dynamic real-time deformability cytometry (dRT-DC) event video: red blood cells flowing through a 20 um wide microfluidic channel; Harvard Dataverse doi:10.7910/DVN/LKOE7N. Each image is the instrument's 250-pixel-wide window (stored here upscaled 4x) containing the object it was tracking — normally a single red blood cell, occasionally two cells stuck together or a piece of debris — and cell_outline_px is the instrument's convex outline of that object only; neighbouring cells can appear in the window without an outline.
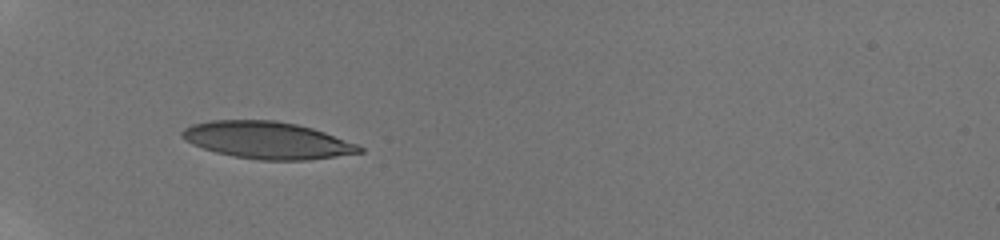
{"species": "human", "species_latin": "Homo sapiens", "temperature_condition": "room temperature", "stored_images_in_passage": 35, "camera_frame_rate_fps": 3000, "um_per_image_px": 0.085, "donor": {"sex": "male"}, "frame": {"image": 1, "passage_image": 1, "time_ms": 0.0, "image_size_px": [1000, 240], "cell_outline_px": [[364, 152], [308, 160], [260, 160], [236, 156], [216, 152], [192, 144], [184, 140], [180, 136], [180, 132], [184, 128], [192, 124], [208, 120], [276, 120], [296, 124], [312, 128], [324, 132], [356, 144], [364, 148]], "centroid_in_image_um": [22.68, 11.91], "position_along_channel_um": 62.3, "area_um2": 38.21}}
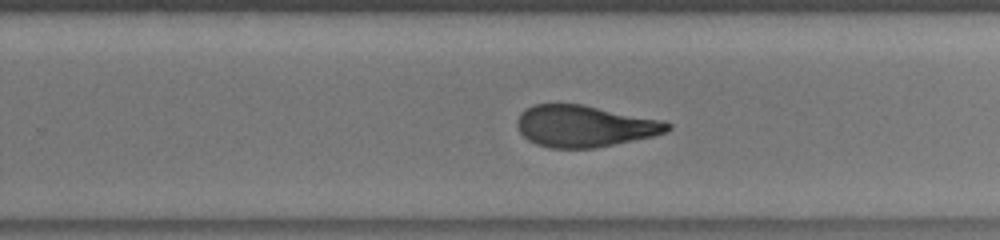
{"frame": {"image": 2, "passage_image": 19, "time_ms": 6.0, "image_size_px": [1000, 240], "cell_outline_px": [[672, 128], [668, 132], [652, 136], [592, 148], [552, 148], [536, 144], [528, 140], [520, 132], [516, 124], [516, 120], [520, 112], [532, 104], [584, 104], [664, 120], [672, 124]], "centroid_in_image_um": [49.69, 10.7], "position_along_channel_um": 280.1, "area_um2": 36.65}}
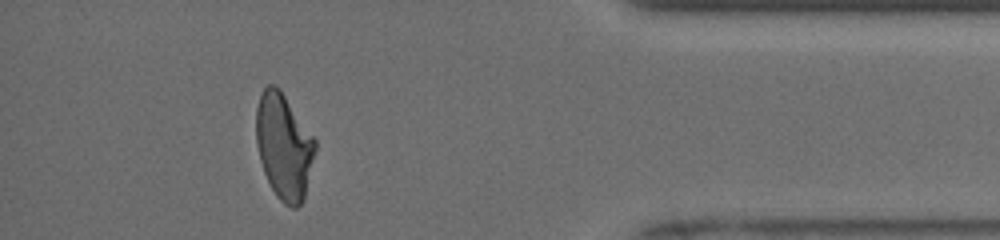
{"frame": {"image": 3, "passage_image": 31, "time_ms": 10.0, "image_size_px": [1000, 240], "cell_outline_px": [[316, 148], [304, 200], [296, 208], [292, 208], [284, 204], [276, 196], [264, 172], [260, 160], [256, 144], [256, 108], [260, 96], [264, 88], [268, 84], [276, 84], [280, 88], [316, 140]], "centroid_in_image_um": [24.13, 12.43], "position_along_channel_um": 411.1, "area_um2": 36.41}, "authors_computed_cell_mechanics": {"area_um2": 37.6278, "velocity_mm_per_s": 3.9666, "shape_relaxation_time_tau1_ms": 8.5348, "shape_relaxation_time_tau2_ms": 1.3186, "deformation_change_tau1": 0.2652, "deformation_change_tau2": 0.0966}}